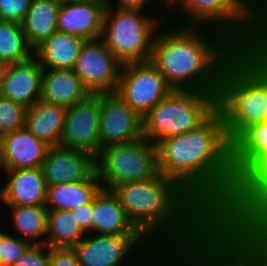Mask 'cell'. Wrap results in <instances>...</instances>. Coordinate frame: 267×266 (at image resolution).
Masks as SVG:
<instances>
[{
	"instance_id": "cell-1",
	"label": "cell",
	"mask_w": 267,
	"mask_h": 266,
	"mask_svg": "<svg viewBox=\"0 0 267 266\" xmlns=\"http://www.w3.org/2000/svg\"><path fill=\"white\" fill-rule=\"evenodd\" d=\"M112 191L128 219L166 257H194L216 235L215 220L162 173Z\"/></svg>"
},
{
	"instance_id": "cell-2",
	"label": "cell",
	"mask_w": 267,
	"mask_h": 266,
	"mask_svg": "<svg viewBox=\"0 0 267 266\" xmlns=\"http://www.w3.org/2000/svg\"><path fill=\"white\" fill-rule=\"evenodd\" d=\"M156 145L159 172L173 179L216 221L238 188L222 112L217 109L199 127Z\"/></svg>"
},
{
	"instance_id": "cell-3",
	"label": "cell",
	"mask_w": 267,
	"mask_h": 266,
	"mask_svg": "<svg viewBox=\"0 0 267 266\" xmlns=\"http://www.w3.org/2000/svg\"><path fill=\"white\" fill-rule=\"evenodd\" d=\"M241 50L216 28L166 21L154 37L149 61L173 90L219 94L223 71Z\"/></svg>"
},
{
	"instance_id": "cell-4",
	"label": "cell",
	"mask_w": 267,
	"mask_h": 266,
	"mask_svg": "<svg viewBox=\"0 0 267 266\" xmlns=\"http://www.w3.org/2000/svg\"><path fill=\"white\" fill-rule=\"evenodd\" d=\"M232 143L250 125L267 120V50L242 49L225 67L218 94Z\"/></svg>"
},
{
	"instance_id": "cell-5",
	"label": "cell",
	"mask_w": 267,
	"mask_h": 266,
	"mask_svg": "<svg viewBox=\"0 0 267 266\" xmlns=\"http://www.w3.org/2000/svg\"><path fill=\"white\" fill-rule=\"evenodd\" d=\"M167 21L216 28L241 49H250L263 43L267 0H179L168 11Z\"/></svg>"
},
{
	"instance_id": "cell-6",
	"label": "cell",
	"mask_w": 267,
	"mask_h": 266,
	"mask_svg": "<svg viewBox=\"0 0 267 266\" xmlns=\"http://www.w3.org/2000/svg\"><path fill=\"white\" fill-rule=\"evenodd\" d=\"M168 20V12L123 10L107 3L101 39L122 63L149 61L158 28Z\"/></svg>"
},
{
	"instance_id": "cell-7",
	"label": "cell",
	"mask_w": 267,
	"mask_h": 266,
	"mask_svg": "<svg viewBox=\"0 0 267 266\" xmlns=\"http://www.w3.org/2000/svg\"><path fill=\"white\" fill-rule=\"evenodd\" d=\"M217 109L218 94L173 90L143 118V136L156 144L199 127Z\"/></svg>"
},
{
	"instance_id": "cell-8",
	"label": "cell",
	"mask_w": 267,
	"mask_h": 266,
	"mask_svg": "<svg viewBox=\"0 0 267 266\" xmlns=\"http://www.w3.org/2000/svg\"><path fill=\"white\" fill-rule=\"evenodd\" d=\"M72 248L80 266H158L167 258L144 235L87 233Z\"/></svg>"
},
{
	"instance_id": "cell-9",
	"label": "cell",
	"mask_w": 267,
	"mask_h": 266,
	"mask_svg": "<svg viewBox=\"0 0 267 266\" xmlns=\"http://www.w3.org/2000/svg\"><path fill=\"white\" fill-rule=\"evenodd\" d=\"M95 165L102 188L108 190L120 184L148 180L160 173L157 145L144 136L104 147Z\"/></svg>"
},
{
	"instance_id": "cell-10",
	"label": "cell",
	"mask_w": 267,
	"mask_h": 266,
	"mask_svg": "<svg viewBox=\"0 0 267 266\" xmlns=\"http://www.w3.org/2000/svg\"><path fill=\"white\" fill-rule=\"evenodd\" d=\"M257 219H267V158L238 184L233 202L215 221V232L230 237L242 224Z\"/></svg>"
},
{
	"instance_id": "cell-11",
	"label": "cell",
	"mask_w": 267,
	"mask_h": 266,
	"mask_svg": "<svg viewBox=\"0 0 267 266\" xmlns=\"http://www.w3.org/2000/svg\"><path fill=\"white\" fill-rule=\"evenodd\" d=\"M173 88L150 62L123 64L115 93L142 119Z\"/></svg>"
},
{
	"instance_id": "cell-12",
	"label": "cell",
	"mask_w": 267,
	"mask_h": 266,
	"mask_svg": "<svg viewBox=\"0 0 267 266\" xmlns=\"http://www.w3.org/2000/svg\"><path fill=\"white\" fill-rule=\"evenodd\" d=\"M122 65L97 38L84 41L73 70L90 93H111L117 89Z\"/></svg>"
},
{
	"instance_id": "cell-13",
	"label": "cell",
	"mask_w": 267,
	"mask_h": 266,
	"mask_svg": "<svg viewBox=\"0 0 267 266\" xmlns=\"http://www.w3.org/2000/svg\"><path fill=\"white\" fill-rule=\"evenodd\" d=\"M101 93H90L67 108L60 145L87 152L95 159L100 154Z\"/></svg>"
},
{
	"instance_id": "cell-14",
	"label": "cell",
	"mask_w": 267,
	"mask_h": 266,
	"mask_svg": "<svg viewBox=\"0 0 267 266\" xmlns=\"http://www.w3.org/2000/svg\"><path fill=\"white\" fill-rule=\"evenodd\" d=\"M100 151L106 146L143 137V119L115 92L101 93Z\"/></svg>"
},
{
	"instance_id": "cell-15",
	"label": "cell",
	"mask_w": 267,
	"mask_h": 266,
	"mask_svg": "<svg viewBox=\"0 0 267 266\" xmlns=\"http://www.w3.org/2000/svg\"><path fill=\"white\" fill-rule=\"evenodd\" d=\"M42 170L47 186L87 180L95 171V158L62 145L49 146Z\"/></svg>"
},
{
	"instance_id": "cell-16",
	"label": "cell",
	"mask_w": 267,
	"mask_h": 266,
	"mask_svg": "<svg viewBox=\"0 0 267 266\" xmlns=\"http://www.w3.org/2000/svg\"><path fill=\"white\" fill-rule=\"evenodd\" d=\"M46 193L42 168L4 170L0 177L2 206L45 205Z\"/></svg>"
},
{
	"instance_id": "cell-17",
	"label": "cell",
	"mask_w": 267,
	"mask_h": 266,
	"mask_svg": "<svg viewBox=\"0 0 267 266\" xmlns=\"http://www.w3.org/2000/svg\"><path fill=\"white\" fill-rule=\"evenodd\" d=\"M107 0H76L60 5L57 31L85 40L101 37Z\"/></svg>"
},
{
	"instance_id": "cell-18",
	"label": "cell",
	"mask_w": 267,
	"mask_h": 266,
	"mask_svg": "<svg viewBox=\"0 0 267 266\" xmlns=\"http://www.w3.org/2000/svg\"><path fill=\"white\" fill-rule=\"evenodd\" d=\"M3 170L42 168L49 145L25 127L1 137Z\"/></svg>"
},
{
	"instance_id": "cell-19",
	"label": "cell",
	"mask_w": 267,
	"mask_h": 266,
	"mask_svg": "<svg viewBox=\"0 0 267 266\" xmlns=\"http://www.w3.org/2000/svg\"><path fill=\"white\" fill-rule=\"evenodd\" d=\"M43 67L35 55L29 59L10 63L1 96L22 104L32 106L41 97Z\"/></svg>"
},
{
	"instance_id": "cell-20",
	"label": "cell",
	"mask_w": 267,
	"mask_h": 266,
	"mask_svg": "<svg viewBox=\"0 0 267 266\" xmlns=\"http://www.w3.org/2000/svg\"><path fill=\"white\" fill-rule=\"evenodd\" d=\"M267 158V120L250 125L232 142V167L238 185Z\"/></svg>"
},
{
	"instance_id": "cell-21",
	"label": "cell",
	"mask_w": 267,
	"mask_h": 266,
	"mask_svg": "<svg viewBox=\"0 0 267 266\" xmlns=\"http://www.w3.org/2000/svg\"><path fill=\"white\" fill-rule=\"evenodd\" d=\"M92 234L143 235L126 216L117 195L105 188L93 198Z\"/></svg>"
},
{
	"instance_id": "cell-22",
	"label": "cell",
	"mask_w": 267,
	"mask_h": 266,
	"mask_svg": "<svg viewBox=\"0 0 267 266\" xmlns=\"http://www.w3.org/2000/svg\"><path fill=\"white\" fill-rule=\"evenodd\" d=\"M2 221L10 234L31 244H45L48 221L45 205L2 206Z\"/></svg>"
},
{
	"instance_id": "cell-23",
	"label": "cell",
	"mask_w": 267,
	"mask_h": 266,
	"mask_svg": "<svg viewBox=\"0 0 267 266\" xmlns=\"http://www.w3.org/2000/svg\"><path fill=\"white\" fill-rule=\"evenodd\" d=\"M89 94L73 69H43L41 101L69 108Z\"/></svg>"
},
{
	"instance_id": "cell-24",
	"label": "cell",
	"mask_w": 267,
	"mask_h": 266,
	"mask_svg": "<svg viewBox=\"0 0 267 266\" xmlns=\"http://www.w3.org/2000/svg\"><path fill=\"white\" fill-rule=\"evenodd\" d=\"M67 108L36 101L25 110L24 127L49 146L59 145Z\"/></svg>"
},
{
	"instance_id": "cell-25",
	"label": "cell",
	"mask_w": 267,
	"mask_h": 266,
	"mask_svg": "<svg viewBox=\"0 0 267 266\" xmlns=\"http://www.w3.org/2000/svg\"><path fill=\"white\" fill-rule=\"evenodd\" d=\"M85 39L56 31L35 50L43 69H73Z\"/></svg>"
},
{
	"instance_id": "cell-26",
	"label": "cell",
	"mask_w": 267,
	"mask_h": 266,
	"mask_svg": "<svg viewBox=\"0 0 267 266\" xmlns=\"http://www.w3.org/2000/svg\"><path fill=\"white\" fill-rule=\"evenodd\" d=\"M60 3L54 0H32L21 23L29 46L35 50L57 31Z\"/></svg>"
},
{
	"instance_id": "cell-27",
	"label": "cell",
	"mask_w": 267,
	"mask_h": 266,
	"mask_svg": "<svg viewBox=\"0 0 267 266\" xmlns=\"http://www.w3.org/2000/svg\"><path fill=\"white\" fill-rule=\"evenodd\" d=\"M101 188L96 171L81 182L47 186L45 206L48 210H73L90 203Z\"/></svg>"
},
{
	"instance_id": "cell-28",
	"label": "cell",
	"mask_w": 267,
	"mask_h": 266,
	"mask_svg": "<svg viewBox=\"0 0 267 266\" xmlns=\"http://www.w3.org/2000/svg\"><path fill=\"white\" fill-rule=\"evenodd\" d=\"M194 259L198 266H257L230 237L217 234Z\"/></svg>"
},
{
	"instance_id": "cell-29",
	"label": "cell",
	"mask_w": 267,
	"mask_h": 266,
	"mask_svg": "<svg viewBox=\"0 0 267 266\" xmlns=\"http://www.w3.org/2000/svg\"><path fill=\"white\" fill-rule=\"evenodd\" d=\"M86 234L72 210H48L45 244L50 248H72Z\"/></svg>"
},
{
	"instance_id": "cell-30",
	"label": "cell",
	"mask_w": 267,
	"mask_h": 266,
	"mask_svg": "<svg viewBox=\"0 0 267 266\" xmlns=\"http://www.w3.org/2000/svg\"><path fill=\"white\" fill-rule=\"evenodd\" d=\"M230 238L257 266H267V219L242 224Z\"/></svg>"
},
{
	"instance_id": "cell-31",
	"label": "cell",
	"mask_w": 267,
	"mask_h": 266,
	"mask_svg": "<svg viewBox=\"0 0 267 266\" xmlns=\"http://www.w3.org/2000/svg\"><path fill=\"white\" fill-rule=\"evenodd\" d=\"M34 55L22 25L13 21L0 20V61L22 62Z\"/></svg>"
},
{
	"instance_id": "cell-32",
	"label": "cell",
	"mask_w": 267,
	"mask_h": 266,
	"mask_svg": "<svg viewBox=\"0 0 267 266\" xmlns=\"http://www.w3.org/2000/svg\"><path fill=\"white\" fill-rule=\"evenodd\" d=\"M26 108L0 96V136L24 128Z\"/></svg>"
},
{
	"instance_id": "cell-33",
	"label": "cell",
	"mask_w": 267,
	"mask_h": 266,
	"mask_svg": "<svg viewBox=\"0 0 267 266\" xmlns=\"http://www.w3.org/2000/svg\"><path fill=\"white\" fill-rule=\"evenodd\" d=\"M30 245L29 241L8 233L0 248V266H13Z\"/></svg>"
},
{
	"instance_id": "cell-34",
	"label": "cell",
	"mask_w": 267,
	"mask_h": 266,
	"mask_svg": "<svg viewBox=\"0 0 267 266\" xmlns=\"http://www.w3.org/2000/svg\"><path fill=\"white\" fill-rule=\"evenodd\" d=\"M13 266H51L50 247L46 244H31Z\"/></svg>"
},
{
	"instance_id": "cell-35",
	"label": "cell",
	"mask_w": 267,
	"mask_h": 266,
	"mask_svg": "<svg viewBox=\"0 0 267 266\" xmlns=\"http://www.w3.org/2000/svg\"><path fill=\"white\" fill-rule=\"evenodd\" d=\"M32 0H0V20L22 23Z\"/></svg>"
},
{
	"instance_id": "cell-36",
	"label": "cell",
	"mask_w": 267,
	"mask_h": 266,
	"mask_svg": "<svg viewBox=\"0 0 267 266\" xmlns=\"http://www.w3.org/2000/svg\"><path fill=\"white\" fill-rule=\"evenodd\" d=\"M115 8L123 10H139L143 12H168L159 0H107Z\"/></svg>"
},
{
	"instance_id": "cell-37",
	"label": "cell",
	"mask_w": 267,
	"mask_h": 266,
	"mask_svg": "<svg viewBox=\"0 0 267 266\" xmlns=\"http://www.w3.org/2000/svg\"><path fill=\"white\" fill-rule=\"evenodd\" d=\"M51 266H80L73 248H50Z\"/></svg>"
},
{
	"instance_id": "cell-38",
	"label": "cell",
	"mask_w": 267,
	"mask_h": 266,
	"mask_svg": "<svg viewBox=\"0 0 267 266\" xmlns=\"http://www.w3.org/2000/svg\"><path fill=\"white\" fill-rule=\"evenodd\" d=\"M78 224L86 233H92L93 200L81 207L72 210Z\"/></svg>"
},
{
	"instance_id": "cell-39",
	"label": "cell",
	"mask_w": 267,
	"mask_h": 266,
	"mask_svg": "<svg viewBox=\"0 0 267 266\" xmlns=\"http://www.w3.org/2000/svg\"><path fill=\"white\" fill-rule=\"evenodd\" d=\"M158 266H198L194 257H167Z\"/></svg>"
},
{
	"instance_id": "cell-40",
	"label": "cell",
	"mask_w": 267,
	"mask_h": 266,
	"mask_svg": "<svg viewBox=\"0 0 267 266\" xmlns=\"http://www.w3.org/2000/svg\"><path fill=\"white\" fill-rule=\"evenodd\" d=\"M9 65L10 63H7L6 61H0V96H1L4 82L6 80Z\"/></svg>"
},
{
	"instance_id": "cell-41",
	"label": "cell",
	"mask_w": 267,
	"mask_h": 266,
	"mask_svg": "<svg viewBox=\"0 0 267 266\" xmlns=\"http://www.w3.org/2000/svg\"><path fill=\"white\" fill-rule=\"evenodd\" d=\"M8 230L3 221L0 222V248L3 245L4 237L8 234Z\"/></svg>"
},
{
	"instance_id": "cell-42",
	"label": "cell",
	"mask_w": 267,
	"mask_h": 266,
	"mask_svg": "<svg viewBox=\"0 0 267 266\" xmlns=\"http://www.w3.org/2000/svg\"><path fill=\"white\" fill-rule=\"evenodd\" d=\"M3 160H2V147H1V136H0V177L3 174Z\"/></svg>"
},
{
	"instance_id": "cell-43",
	"label": "cell",
	"mask_w": 267,
	"mask_h": 266,
	"mask_svg": "<svg viewBox=\"0 0 267 266\" xmlns=\"http://www.w3.org/2000/svg\"><path fill=\"white\" fill-rule=\"evenodd\" d=\"M262 46L267 50V24H266V27H265V33H264V36H263Z\"/></svg>"
},
{
	"instance_id": "cell-44",
	"label": "cell",
	"mask_w": 267,
	"mask_h": 266,
	"mask_svg": "<svg viewBox=\"0 0 267 266\" xmlns=\"http://www.w3.org/2000/svg\"><path fill=\"white\" fill-rule=\"evenodd\" d=\"M55 2H58L60 4H63V3H69L71 1H76V0H54Z\"/></svg>"
},
{
	"instance_id": "cell-45",
	"label": "cell",
	"mask_w": 267,
	"mask_h": 266,
	"mask_svg": "<svg viewBox=\"0 0 267 266\" xmlns=\"http://www.w3.org/2000/svg\"><path fill=\"white\" fill-rule=\"evenodd\" d=\"M2 221V203L0 198V222Z\"/></svg>"
}]
</instances>
